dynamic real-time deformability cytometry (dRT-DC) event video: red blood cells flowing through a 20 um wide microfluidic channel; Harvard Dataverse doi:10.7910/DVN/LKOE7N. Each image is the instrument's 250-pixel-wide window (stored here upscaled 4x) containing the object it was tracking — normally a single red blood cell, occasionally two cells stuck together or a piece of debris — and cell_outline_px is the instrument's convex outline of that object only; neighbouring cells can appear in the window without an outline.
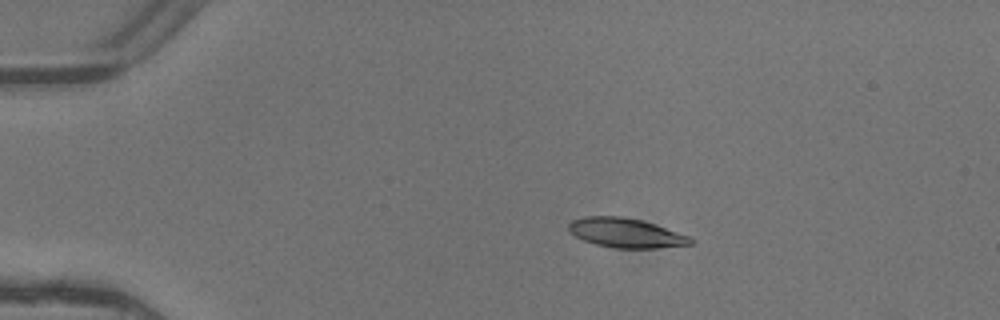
{"species": "common noctule bat (a hibernating species)", "species_latin": "Nyctalus noctula", "temperature_condition": "warm", "stored_images_in_passage": 6, "camera_frame_rate_fps": 3000, "um_per_image_px": 0.085, "animal": {"sex": "female"}, "frame": {"image": 1, "passage_image": 3, "time_ms": 0.667, "image_size_px": [1000, 320], "cell_outline_px": [[692, 244], [656, 248], [616, 248], [596, 244], [584, 240], [576, 236], [568, 228], [568, 224], [572, 220], [584, 216], [620, 216], [640, 220], [688, 236], [692, 240]], "centroid_in_image_um": [53.15, 19.79], "position_along_channel_um": 31.9, "area_um2": 20.4}}
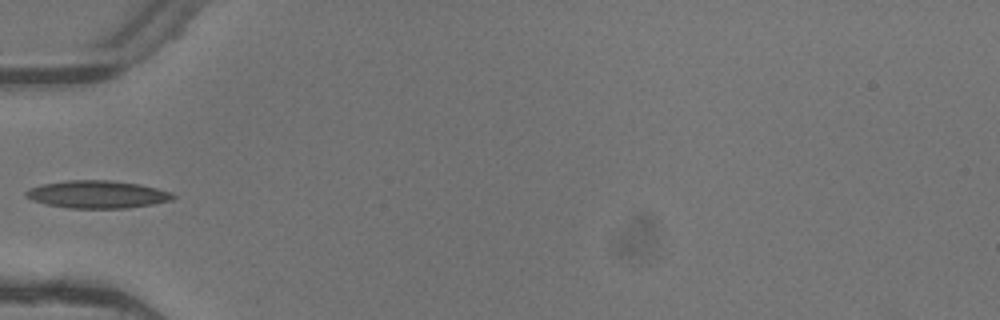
{"frame": {"image": 2, "passage_image": 5, "time_ms": 1.333, "image_size_px": [1000, 320], "cell_outline_px": [[176, 196], [172, 200], [152, 204], [128, 208], [68, 208], [48, 204], [32, 200], [24, 196], [24, 192], [32, 188], [44, 184], [68, 180], [112, 180], [140, 184], [172, 192]], "centroid_in_image_um": [8.3, 16.52], "position_along_channel_um": 76.7, "area_um2": 23.58}}
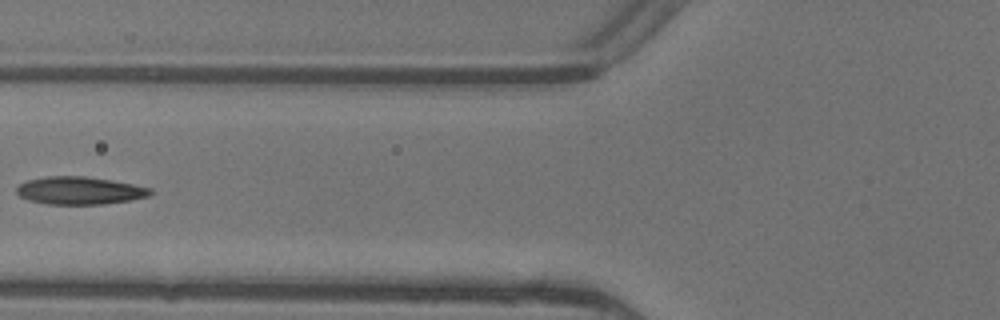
{"frame": {"image": 3, "passage_image": 6, "time_ms": 1.667, "image_size_px": [1000, 320], "cell_outline_px": [[152, 192], [148, 196], [132, 200], [104, 204], [48, 204], [28, 200], [20, 196], [16, 192], [16, 188], [20, 184], [28, 180], [48, 176], [84, 176], [112, 180], [152, 188]], "centroid_in_image_um": [6.78, 16.2], "position_along_channel_um": 119.0, "area_um2": 21.56}}